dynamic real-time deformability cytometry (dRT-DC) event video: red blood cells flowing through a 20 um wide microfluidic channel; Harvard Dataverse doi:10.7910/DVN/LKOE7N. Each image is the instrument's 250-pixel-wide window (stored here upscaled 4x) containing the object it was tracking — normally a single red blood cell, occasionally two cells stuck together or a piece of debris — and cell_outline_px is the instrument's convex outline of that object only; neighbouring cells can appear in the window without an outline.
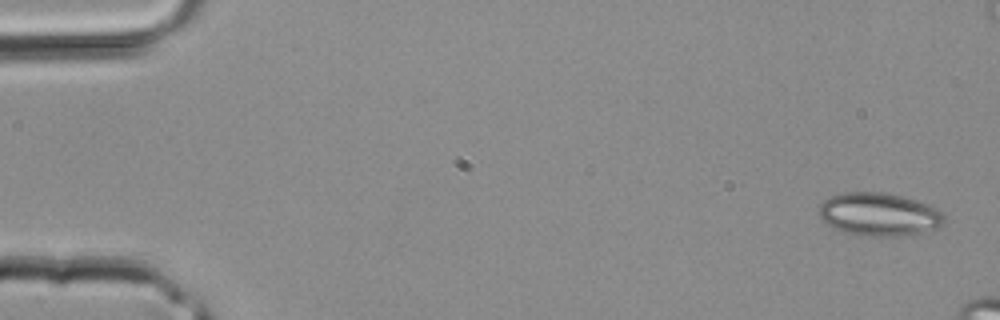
{"species": "common noctule bat (a hibernating species)", "species_latin": "Nyctalus noctula", "temperature_condition": "room temperature", "stored_images_in_passage": 9, "camera_frame_rate_fps": 3000, "um_per_image_px": 0.085, "animal": {"sex": "male", "body_mass_g": 20.4}, "frame": {"image": 1, "passage_image": 1, "time_ms": 0.0, "image_size_px": [1000, 320], "cell_outline_px": [[944, 224], [936, 228], [912, 236], [860, 236], [844, 232], [832, 228], [820, 216], [820, 204], [824, 200], [832, 196], [844, 192], [876, 192], [900, 196], [916, 200], [928, 204], [936, 208], [944, 216]], "centroid_in_image_um": [74.74, 18.24], "position_along_channel_um": 10.3, "area_um2": 31.5}}